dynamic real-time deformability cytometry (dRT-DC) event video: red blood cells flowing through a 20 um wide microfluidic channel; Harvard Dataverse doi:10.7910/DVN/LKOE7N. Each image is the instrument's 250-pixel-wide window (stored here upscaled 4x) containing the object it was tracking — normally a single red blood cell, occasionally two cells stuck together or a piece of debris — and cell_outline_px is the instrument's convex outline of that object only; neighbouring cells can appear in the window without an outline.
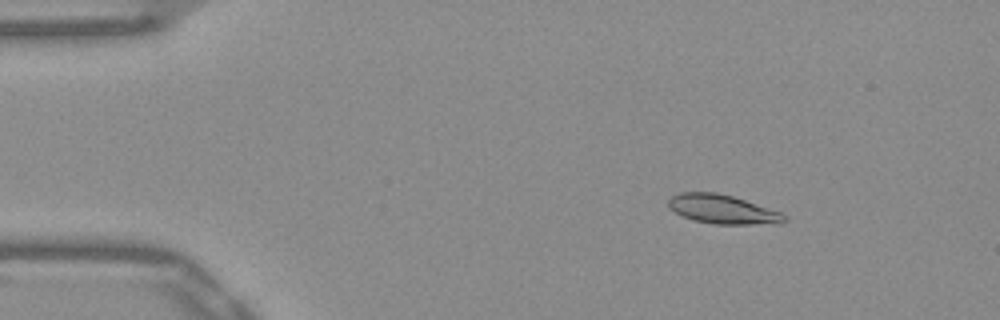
{"species": "Egyptian fruit bat (a non-hibernating species)", "species_latin": "Rousettus aegyptiacus", "temperature_condition": "warm", "stored_images_in_passage": 53, "camera_frame_rate_fps": 3000, "um_per_image_px": 0.085, "frame": {"image": 1, "passage_image": 8, "time_ms": 2.333, "image_size_px": [1000, 320], "cell_outline_px": [[788, 220], [780, 224], [712, 224], [692, 220], [668, 208], [668, 200], [672, 196], [680, 192], [716, 192], [732, 196], [780, 212]], "centroid_in_image_um": [61.4, 17.8], "position_along_channel_um": 23.6, "area_um2": 19.54}}
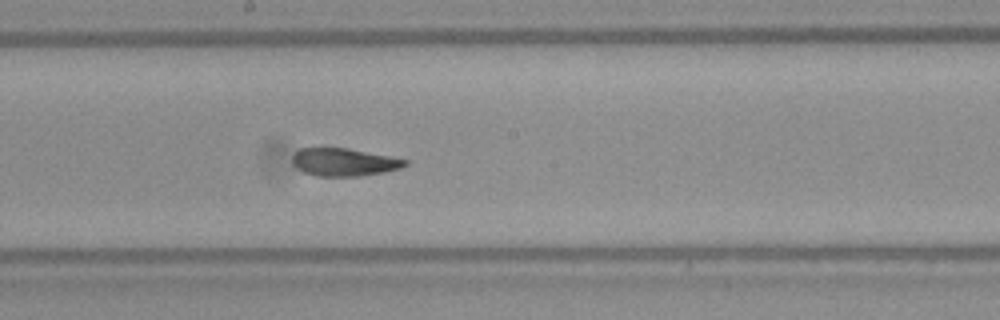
{"frame": {"image": 2, "passage_image": 29, "time_ms": 9.333, "image_size_px": [1000, 320], "cell_outline_px": [[408, 164], [400, 168], [384, 172], [360, 176], [316, 176], [304, 172], [296, 168], [292, 164], [292, 156], [300, 148], [348, 148], [408, 160]], "centroid_in_image_um": [29.21, 13.78], "position_along_channel_um": 219.0, "area_um2": 18.21}}
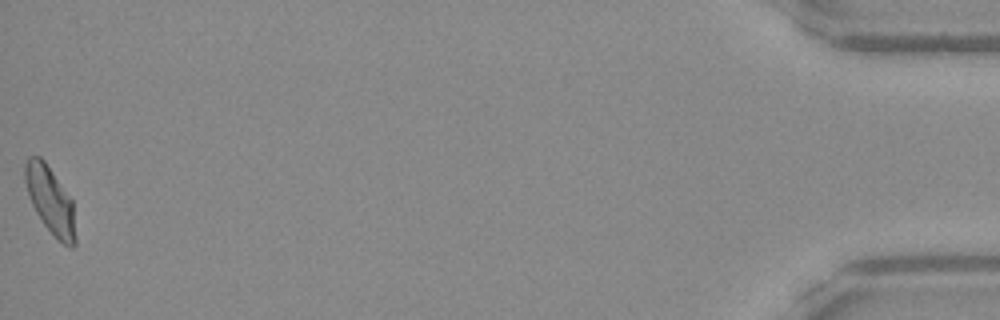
{"frame": {"image": 3, "passage_image": 53, "time_ms": 17.333, "image_size_px": [1000, 320], "cell_outline_px": [[76, 244], [72, 248], [64, 244], [44, 224], [36, 212], [28, 196], [24, 180], [24, 164], [28, 156], [40, 156], [44, 160], [72, 200], [76, 240]], "centroid_in_image_um": [4.25, 16.99], "position_along_channel_um": 430.9, "area_um2": 19.48}, "authors_computed_cell_mechanics": {"area_um2": 19.5364, "velocity_mm_per_s": 3.879, "shape_relaxation_time_tau1_ms": 5.903, "shape_relaxation_time_tau2_ms": 1.4975, "deformation_change_tau1": 0.1978, "deformation_change_tau2": 0.0774}}